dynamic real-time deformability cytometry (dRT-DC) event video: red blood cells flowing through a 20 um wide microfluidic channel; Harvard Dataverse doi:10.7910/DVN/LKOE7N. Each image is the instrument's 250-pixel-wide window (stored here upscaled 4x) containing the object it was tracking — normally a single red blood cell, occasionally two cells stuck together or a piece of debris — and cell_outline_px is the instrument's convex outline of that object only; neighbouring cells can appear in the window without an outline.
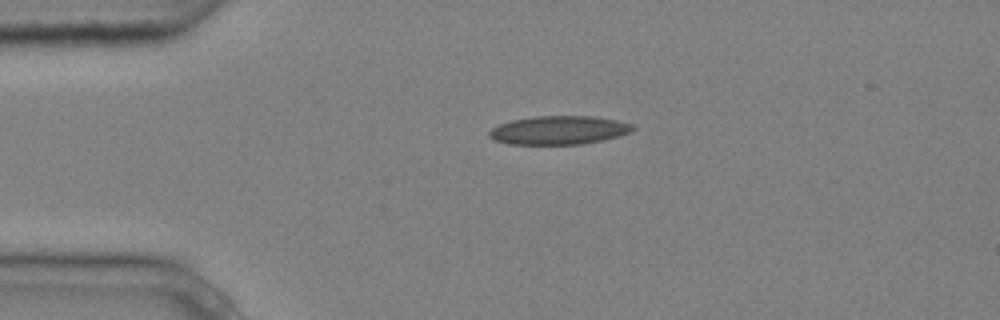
{"species": "common noctule bat (a hibernating species)", "species_latin": "Nyctalus noctula", "temperature_condition": "cold", "stored_images_in_passage": 2, "camera_frame_rate_fps": 3000, "um_per_image_px": 0.085, "animal": {"sex": "male", "body_mass_g": 20.4}, "frame": {"image": 1, "passage_image": 1, "time_ms": 0.0, "image_size_px": [1000, 320], "cell_outline_px": [[636, 128], [632, 132], [600, 140], [580, 144], [508, 144], [496, 140], [488, 136], [488, 132], [492, 128], [500, 124], [512, 120], [536, 116], [592, 116], [616, 120], [632, 124]], "centroid_in_image_um": [47.49, 11.06], "position_along_channel_um": 37.5, "area_um2": 23.7}}